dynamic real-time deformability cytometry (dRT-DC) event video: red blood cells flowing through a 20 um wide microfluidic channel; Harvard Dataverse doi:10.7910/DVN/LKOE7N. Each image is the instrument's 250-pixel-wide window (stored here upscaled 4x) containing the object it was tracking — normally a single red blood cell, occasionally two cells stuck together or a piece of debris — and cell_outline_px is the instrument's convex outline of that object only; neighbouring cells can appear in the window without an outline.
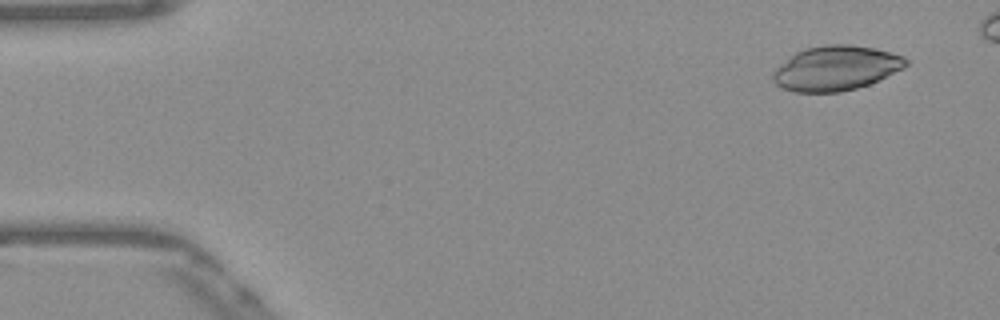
{"species": "Egyptian fruit bat (a non-hibernating species)", "species_latin": "Rousettus aegyptiacus", "temperature_condition": "warm", "stored_images_in_passage": 12, "camera_frame_rate_fps": 3000, "um_per_image_px": 0.085, "frame": {"image": 1, "passage_image": 1, "time_ms": 0.0, "image_size_px": [1000, 320], "cell_outline_px": [[908, 64], [904, 68], [868, 84], [856, 88], [840, 92], [796, 92], [780, 88], [772, 80], [772, 72], [776, 68], [796, 52], [804, 48], [828, 44], [848, 44], [872, 48], [904, 56], [908, 60]], "centroid_in_image_um": [71.03, 5.8], "position_along_channel_um": 14.0, "area_um2": 34.45}}